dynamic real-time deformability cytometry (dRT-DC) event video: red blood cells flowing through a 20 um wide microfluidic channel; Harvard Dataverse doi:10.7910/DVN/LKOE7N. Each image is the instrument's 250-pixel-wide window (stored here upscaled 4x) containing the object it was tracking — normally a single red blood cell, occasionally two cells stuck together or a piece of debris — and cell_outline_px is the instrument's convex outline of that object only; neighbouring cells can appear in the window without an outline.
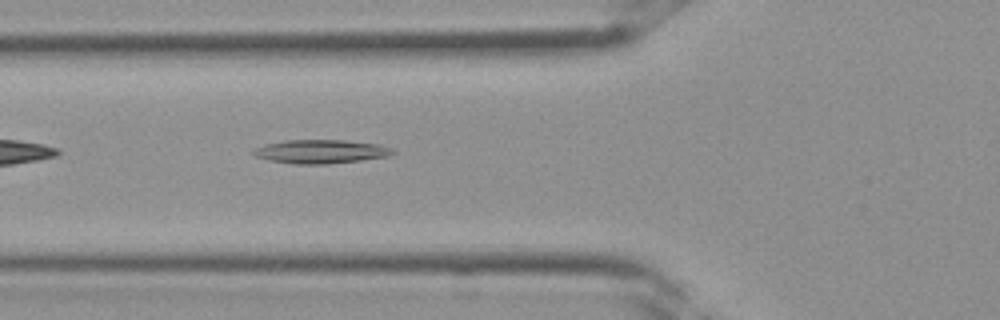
{"species": "Egyptian fruit bat (a non-hibernating species)", "species_latin": "Rousettus aegyptiacus", "temperature_condition": "room temperature", "stored_images_in_passage": 4, "camera_frame_rate_fps": 3000, "um_per_image_px": 0.085, "frame": {"image": 1, "passage_image": 4, "time_ms": 1.0, "image_size_px": [1000, 320], "cell_outline_px": [[396, 152], [388, 156], [360, 160], [328, 164], [292, 164], [268, 160], [256, 156], [252, 152], [256, 148], [264, 144], [284, 140], [344, 140], [380, 144], [392, 148]], "centroid_in_image_um": [27.27, 12.88], "position_along_channel_um": 98.5, "area_um2": 19.31}}